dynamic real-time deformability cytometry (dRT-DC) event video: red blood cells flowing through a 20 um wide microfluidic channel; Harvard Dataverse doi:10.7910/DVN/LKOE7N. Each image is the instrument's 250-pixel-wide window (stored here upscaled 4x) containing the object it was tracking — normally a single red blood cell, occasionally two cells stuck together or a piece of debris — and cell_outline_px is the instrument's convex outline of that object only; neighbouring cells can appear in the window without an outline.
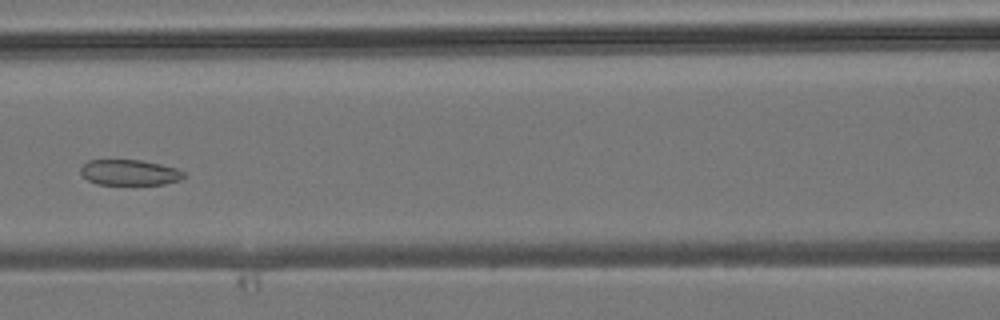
{"species": "common noctule bat (a hibernating species)", "species_latin": "Nyctalus noctula", "temperature_condition": "room temperature", "stored_images_in_passage": 6, "camera_frame_rate_fps": 3000, "um_per_image_px": 0.085, "animal": {"sex": "male", "body_mass_g": 19.2, "forearm_length_mm": 51.8}, "frame": {"image": 1, "passage_image": 6, "time_ms": 6.333, "image_size_px": [1000, 320], "cell_outline_px": [[188, 176], [180, 180], [164, 184], [96, 184], [88, 180], [80, 172], [80, 168], [88, 160], [140, 160], [160, 164], [176, 168], [184, 172]], "centroid_in_image_um": [11.04, 14.66], "position_along_channel_um": 155.6, "area_um2": 15.37}}